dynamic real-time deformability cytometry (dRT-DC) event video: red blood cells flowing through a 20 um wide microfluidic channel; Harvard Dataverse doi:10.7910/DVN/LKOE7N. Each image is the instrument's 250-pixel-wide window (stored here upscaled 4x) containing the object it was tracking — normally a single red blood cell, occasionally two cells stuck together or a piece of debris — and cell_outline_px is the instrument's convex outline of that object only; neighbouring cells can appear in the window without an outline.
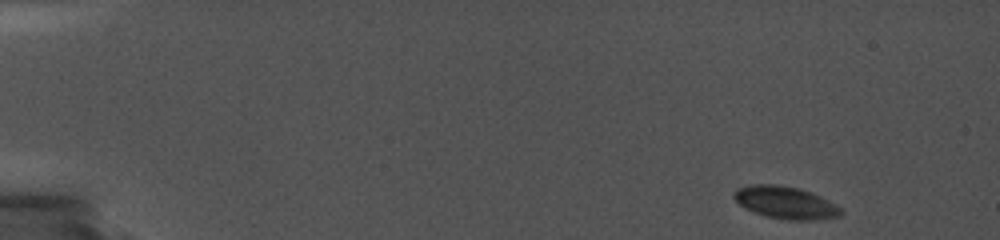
{"species": "common noctule bat (a hibernating species)", "species_latin": "Nyctalus noctula", "temperature_condition": "cold", "stored_images_in_passage": 27, "camera_frame_rate_fps": 5000, "um_per_image_px": 0.085, "animal": {"sex": "female", "body_mass_g": 19.0, "forearm_length_mm": 56.7}, "frame": {"image": 1, "passage_image": 1, "time_ms": 0.0, "image_size_px": [1000, 240], "cell_outline_px": [[844, 212], [840, 216], [812, 220], [788, 220], [768, 216], [744, 208], [732, 196], [732, 192], [736, 188], [752, 184], [776, 184], [800, 188], [812, 192], [844, 208]], "centroid_in_image_um": [66.79, 17.2], "position_along_channel_um": 18.2, "area_um2": 20.35}}
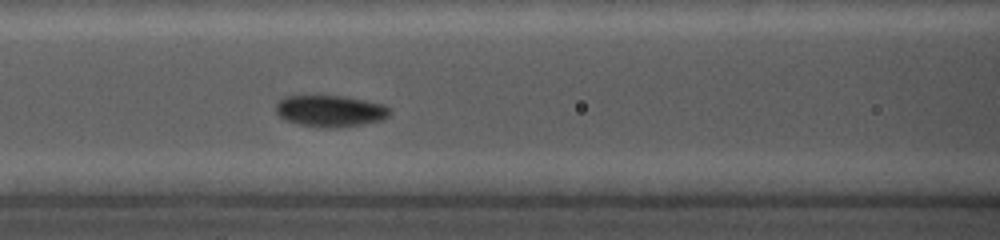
{"frame": {"image": 2, "passage_image": 17, "time_ms": 7.0, "image_size_px": [1000, 240], "cell_outline_px": [[392, 112], [384, 120], [364, 124], [336, 128], [316, 128], [284, 120], [276, 112], [276, 104], [284, 96], [340, 96], [364, 100], [384, 104]], "centroid_in_image_um": [28.08, 9.45], "position_along_channel_um": 138.5, "area_um2": 21.1}}
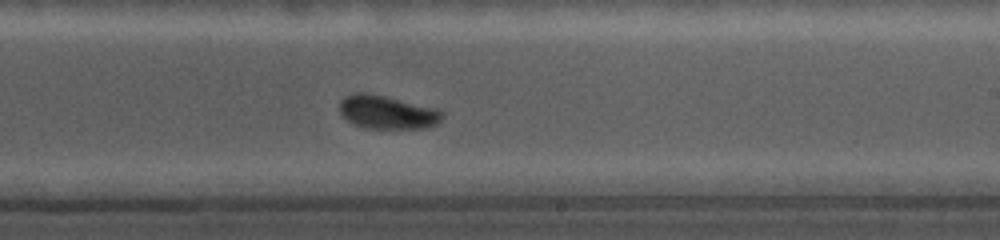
{"frame": {"image": 3, "passage_image": 27, "time_ms": 10.2, "image_size_px": [1000, 240], "cell_outline_px": [[444, 116], [436, 124], [428, 128], [364, 128], [348, 120], [340, 112], [340, 100], [344, 96], [356, 92], [368, 92], [440, 108], [444, 112]], "centroid_in_image_um": [32.96, 9.51], "position_along_channel_um": 256.0, "area_um2": 20.29}}